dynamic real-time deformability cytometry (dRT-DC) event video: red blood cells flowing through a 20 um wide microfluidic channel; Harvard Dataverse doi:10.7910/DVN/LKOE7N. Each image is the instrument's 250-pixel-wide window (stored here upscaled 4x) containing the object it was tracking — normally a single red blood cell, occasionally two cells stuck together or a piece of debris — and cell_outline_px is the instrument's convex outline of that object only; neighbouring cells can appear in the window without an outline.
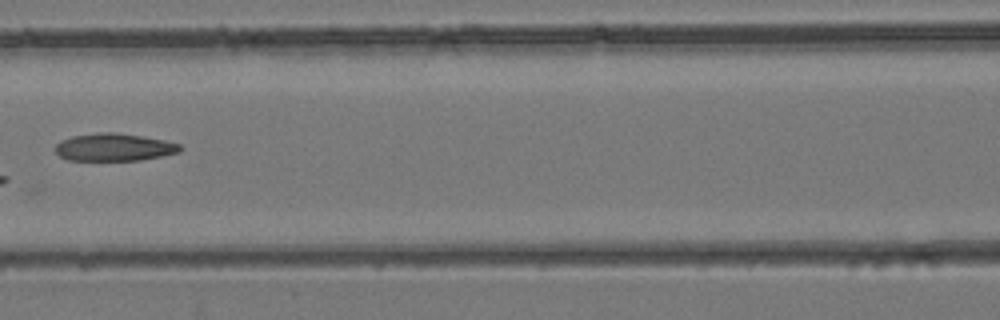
{"species": "common noctule bat (a hibernating species)", "species_latin": "Nyctalus noctula", "temperature_condition": "room temperature", "stored_images_in_passage": 5, "camera_frame_rate_fps": 3000, "um_per_image_px": 0.085, "animal": {"sex": "female", "body_mass_g": 24.6, "forearm_length_mm": 56.2}, "frame": {"image": 1, "passage_image": 5, "time_ms": 1.333, "image_size_px": [1000, 320], "cell_outline_px": [[184, 148], [180, 152], [140, 160], [68, 160], [60, 156], [56, 152], [56, 144], [60, 140], [72, 136], [96, 132], [116, 132], [144, 136], [164, 140], [180, 144]], "centroid_in_image_um": [9.71, 12.5], "position_along_channel_um": 156.9, "area_um2": 20.17}}